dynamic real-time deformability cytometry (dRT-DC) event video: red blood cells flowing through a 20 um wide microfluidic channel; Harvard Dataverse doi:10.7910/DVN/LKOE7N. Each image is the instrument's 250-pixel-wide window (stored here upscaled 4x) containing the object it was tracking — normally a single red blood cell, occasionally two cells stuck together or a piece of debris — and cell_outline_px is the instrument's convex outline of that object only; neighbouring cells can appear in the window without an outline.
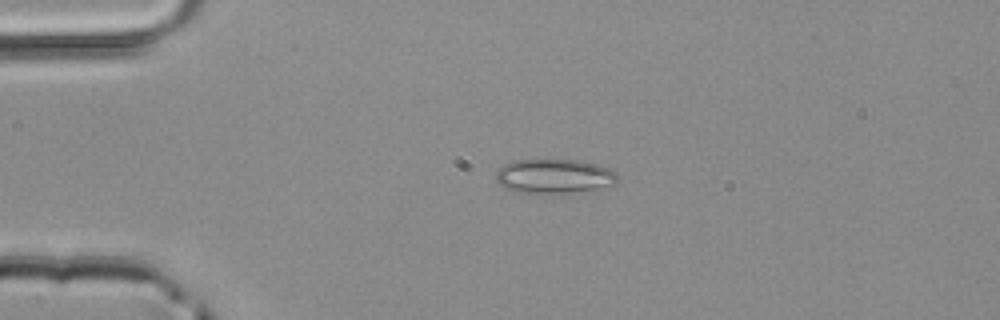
{"species": "common noctule bat (a hibernating species)", "species_latin": "Nyctalus noctula", "temperature_condition": "room temperature", "stored_images_in_passage": 34, "camera_frame_rate_fps": 3000, "um_per_image_px": 0.085, "animal": {"sex": "male", "body_mass_g": 20.4}, "frame": {"image": 1, "passage_image": 4, "time_ms": 1.0, "image_size_px": [1000, 320], "cell_outline_px": [[620, 180], [616, 184], [596, 188], [572, 192], [512, 192], [504, 188], [496, 180], [496, 172], [504, 164], [512, 160], [580, 160], [596, 164], [608, 168], [616, 172], [620, 176]], "centroid_in_image_um": [47.11, 14.96], "position_along_channel_um": 37.9, "area_um2": 24.28}}
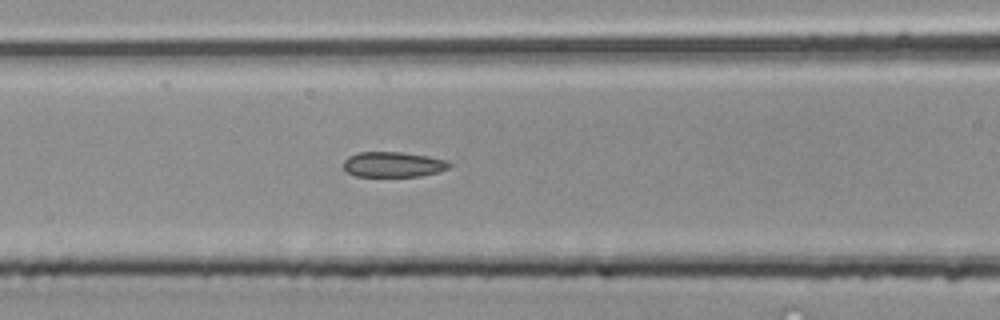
{"frame": {"image": 2, "passage_image": 13, "time_ms": 4.0, "image_size_px": [1000, 320], "cell_outline_px": [[452, 164], [448, 168], [436, 172], [420, 176], [356, 176], [348, 172], [344, 168], [344, 160], [348, 156], [356, 152], [400, 152], [428, 156], [448, 160]], "centroid_in_image_um": [33.42, 13.97], "position_along_channel_um": 133.2, "area_um2": 15.55}}
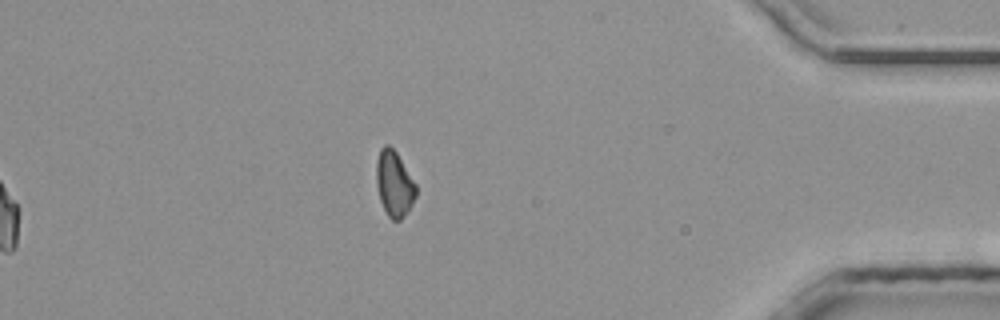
{"frame": {"image": 3, "passage_image": 34, "time_ms": 11.0, "image_size_px": [1000, 320], "cell_outline_px": [[416, 196], [412, 204], [404, 216], [400, 220], [392, 220], [388, 216], [380, 200], [376, 184], [376, 160], [380, 148], [384, 144], [388, 144], [396, 152], [416, 184]], "centroid_in_image_um": [33.49, 15.6], "position_along_channel_um": 401.7, "area_um2": 15.14}}